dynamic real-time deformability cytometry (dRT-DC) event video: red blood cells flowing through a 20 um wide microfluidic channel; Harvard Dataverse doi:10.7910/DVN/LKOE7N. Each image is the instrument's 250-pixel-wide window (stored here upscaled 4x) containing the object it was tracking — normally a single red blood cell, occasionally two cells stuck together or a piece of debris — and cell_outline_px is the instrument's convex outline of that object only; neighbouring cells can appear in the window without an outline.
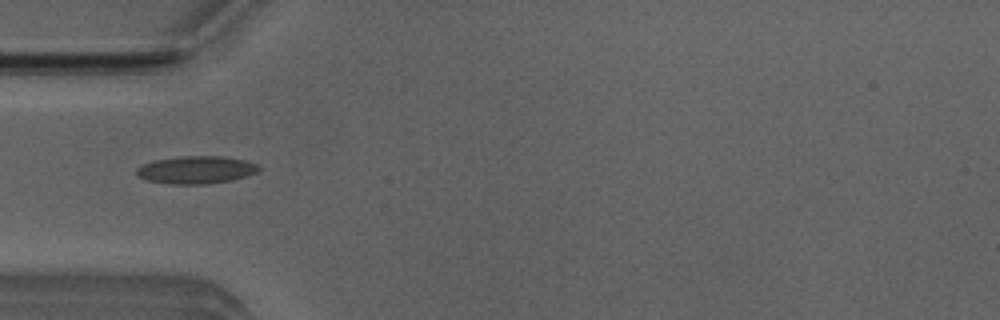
{"species": "Egyptian fruit bat (a non-hibernating species)", "species_latin": "Rousettus aegyptiacus", "temperature_condition": "room temperature", "stored_images_in_passage": 37, "camera_frame_rate_fps": 3000, "um_per_image_px": 0.085, "animal": {"sex": "male"}, "frame": {"image": 1, "passage_image": 2, "time_ms": 0.333, "image_size_px": [1000, 320], "cell_outline_px": [[264, 168], [248, 176], [232, 180], [204, 184], [172, 184], [148, 180], [136, 176], [136, 168], [144, 164], [156, 160], [180, 156], [224, 156], [244, 160], [260, 164]], "centroid_in_image_um": [16.73, 14.43], "position_along_channel_um": 68.3, "area_um2": 19.83}}
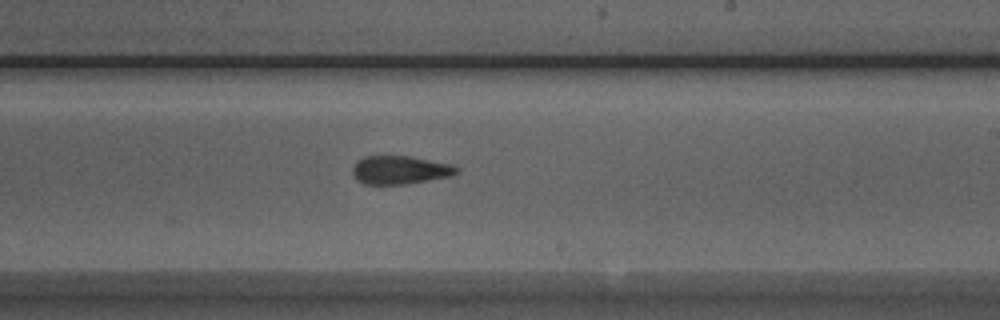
{"frame": {"image": 2, "passage_image": 16, "time_ms": 5.0, "image_size_px": [1000, 320], "cell_outline_px": [[460, 172], [452, 176], [404, 184], [364, 184], [356, 180], [352, 176], [352, 168], [356, 160], [364, 156], [408, 156], [452, 164], [460, 168]], "centroid_in_image_um": [33.98, 14.45], "position_along_channel_um": 255.0, "area_um2": 17.4}}
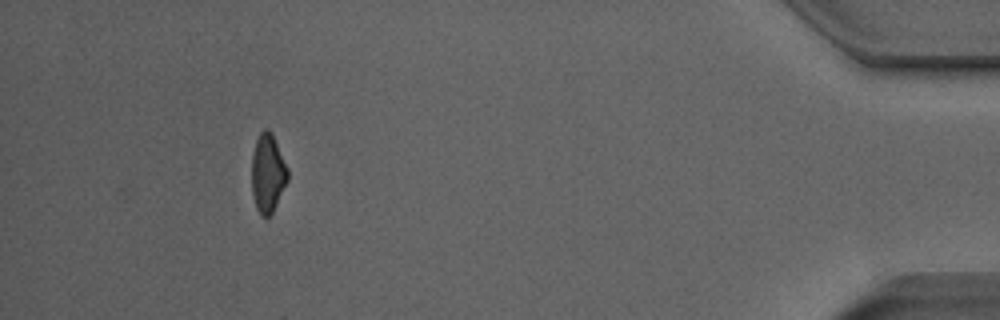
{"frame": {"image": 3, "passage_image": 33, "time_ms": 10.667, "image_size_px": [1000, 320], "cell_outline_px": [[288, 180], [272, 212], [268, 216], [260, 216], [256, 208], [252, 192], [252, 152], [256, 140], [260, 132], [264, 128], [268, 128], [272, 132], [288, 168]], "centroid_in_image_um": [22.75, 14.68], "position_along_channel_um": 412.4, "area_um2": 16.53}, "authors_computed_cell_mechanics": {"area_um2": 17.5134, "velocity_mm_per_s": 3.9907, "shape_relaxation_time_tau1_ms": 6.4023, "shape_relaxation_time_tau2_ms": 2.5966, "deformation_change_tau1": 0.1547, "deformation_change_tau2": 0.1201}}